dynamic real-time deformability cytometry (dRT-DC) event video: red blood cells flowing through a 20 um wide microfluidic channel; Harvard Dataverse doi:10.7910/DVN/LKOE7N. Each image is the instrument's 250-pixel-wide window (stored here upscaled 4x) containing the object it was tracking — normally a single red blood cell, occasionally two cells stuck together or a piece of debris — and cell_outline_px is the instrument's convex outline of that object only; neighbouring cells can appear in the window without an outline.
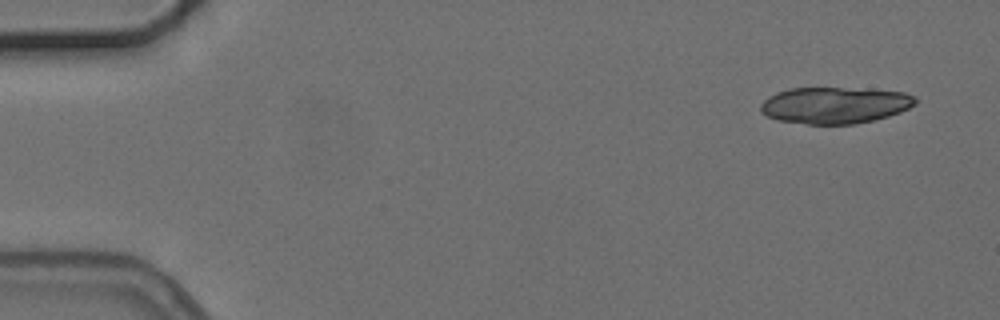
{"species": "common noctule bat (a hibernating species)", "species_latin": "Nyctalus noctula", "temperature_condition": "cold", "stored_images_in_passage": 6, "camera_frame_rate_fps": 3000, "um_per_image_px": 0.085, "animal": {"sex": "female", "body_mass_g": 24.6, "forearm_length_mm": 56.2}, "frame": {"image": 1, "passage_image": 1, "time_ms": 0.0, "image_size_px": [1000, 320], "cell_outline_px": [[916, 104], [900, 112], [888, 116], [856, 124], [808, 124], [776, 120], [760, 112], [760, 104], [768, 96], [776, 92], [788, 88], [840, 88], [904, 92], [916, 96]], "centroid_in_image_um": [70.92, 8.95], "position_along_channel_um": 14.1, "area_um2": 32.89}}